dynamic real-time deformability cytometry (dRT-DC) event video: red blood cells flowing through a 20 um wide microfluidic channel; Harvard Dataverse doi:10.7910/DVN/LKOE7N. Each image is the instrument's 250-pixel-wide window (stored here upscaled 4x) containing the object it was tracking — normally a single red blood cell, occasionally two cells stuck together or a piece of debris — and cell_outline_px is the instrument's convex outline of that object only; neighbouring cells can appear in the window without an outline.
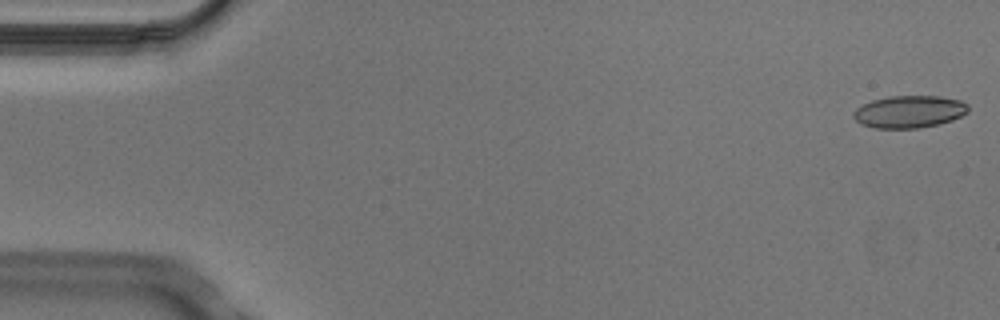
{"species": "Egyptian fruit bat (a non-hibernating species)", "species_latin": "Rousettus aegyptiacus", "temperature_condition": "cold", "stored_images_in_passage": 4, "camera_frame_rate_fps": 3000, "um_per_image_px": 0.085, "animal": {"sex": "male"}, "frame": {"image": 1, "passage_image": 1, "time_ms": 0.0, "image_size_px": [1000, 320], "cell_outline_px": [[968, 112], [952, 120], [936, 124], [916, 128], [876, 128], [860, 124], [852, 116], [856, 108], [872, 100], [888, 96], [940, 96], [960, 100], [968, 104]], "centroid_in_image_um": [77.28, 9.48], "position_along_channel_um": 7.7, "area_um2": 21.5}}